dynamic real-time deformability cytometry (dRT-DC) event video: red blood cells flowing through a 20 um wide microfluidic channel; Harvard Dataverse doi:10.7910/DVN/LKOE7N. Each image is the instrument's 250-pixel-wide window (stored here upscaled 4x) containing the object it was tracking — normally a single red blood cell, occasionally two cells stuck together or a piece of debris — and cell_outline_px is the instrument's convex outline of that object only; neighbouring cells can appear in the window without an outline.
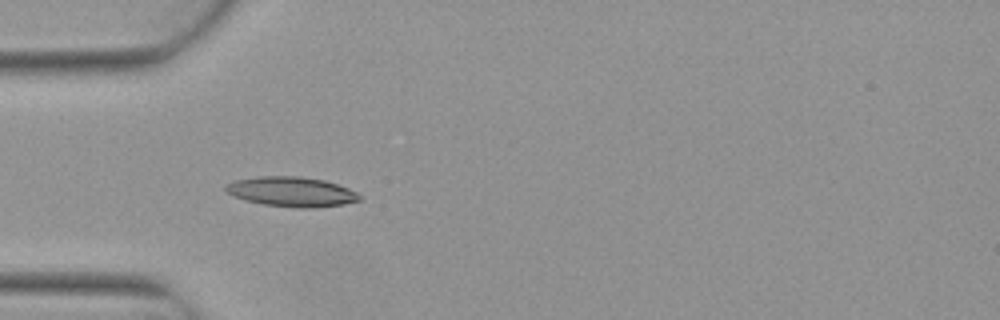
{"species": "Egyptian fruit bat (a non-hibernating species)", "species_latin": "Rousettus aegyptiacus", "temperature_condition": "warm", "stored_images_in_passage": 6, "camera_frame_rate_fps": 3000, "um_per_image_px": 0.085, "animal": {"sex": "female"}, "frame": {"image": 1, "passage_image": 5, "time_ms": 1.333, "image_size_px": [1000, 320], "cell_outline_px": [[360, 200], [344, 204], [308, 208], [300, 208], [260, 204], [244, 200], [232, 196], [224, 188], [224, 184], [236, 180], [260, 176], [296, 176], [324, 180], [348, 188], [356, 192], [360, 196]], "centroid_in_image_um": [24.73, 16.3], "position_along_channel_um": 60.3, "area_um2": 23.18}}
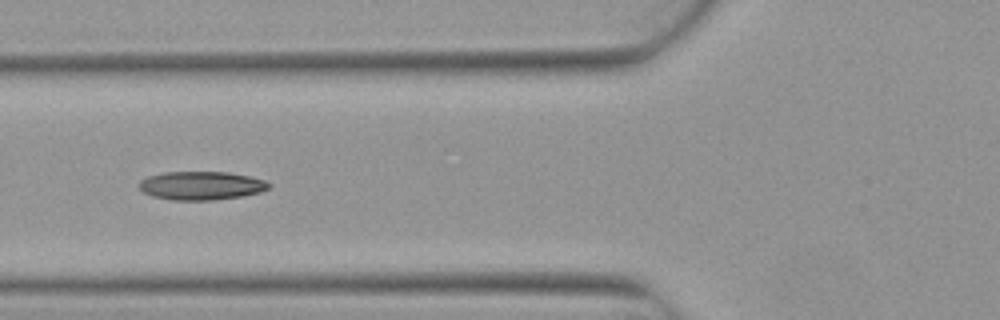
{"frame": {"image": 2, "passage_image": 6, "time_ms": 1.667, "image_size_px": [1000, 320], "cell_outline_px": [[272, 188], [260, 192], [244, 196], [212, 200], [172, 200], [152, 196], [144, 192], [136, 184], [140, 180], [148, 176], [164, 172], [228, 172], [248, 176], [264, 180], [272, 184]], "centroid_in_image_um": [17.12, 15.78], "position_along_channel_um": 108.7, "area_um2": 21.73}}